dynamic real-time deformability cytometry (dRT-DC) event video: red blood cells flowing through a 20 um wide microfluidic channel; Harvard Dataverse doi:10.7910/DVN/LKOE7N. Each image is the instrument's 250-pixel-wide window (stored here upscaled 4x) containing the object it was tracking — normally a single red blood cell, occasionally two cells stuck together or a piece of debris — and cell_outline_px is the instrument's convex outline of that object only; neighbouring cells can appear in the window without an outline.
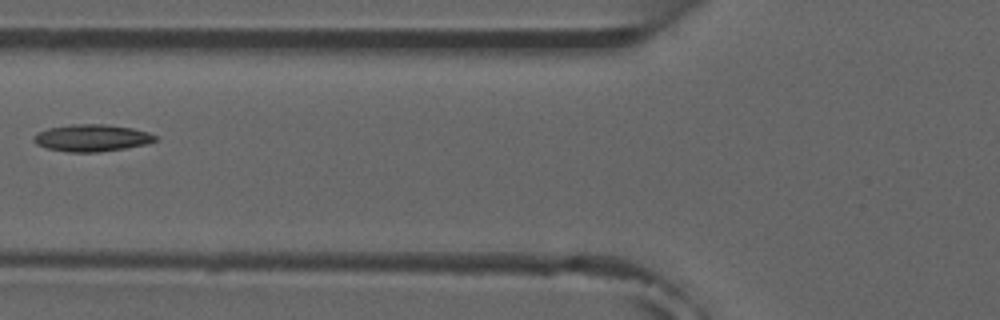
{"species": "common noctule bat (a hibernating species)", "species_latin": "Nyctalus noctula", "temperature_condition": "room temperature", "stored_images_in_passage": 6, "camera_frame_rate_fps": 3000, "um_per_image_px": 0.085, "animal": {"sex": "male", "forearm_length_mm": 52.5}, "frame": {"image": 1, "passage_image": 6, "time_ms": 6.0, "image_size_px": [1000, 320], "cell_outline_px": [[156, 140], [144, 144], [124, 148], [100, 152], [68, 152], [48, 148], [36, 144], [32, 140], [32, 136], [48, 128], [72, 124], [104, 124], [132, 128], [148, 132], [156, 136]], "centroid_in_image_um": [7.77, 11.72], "position_along_channel_um": 118.0, "area_um2": 18.96}}